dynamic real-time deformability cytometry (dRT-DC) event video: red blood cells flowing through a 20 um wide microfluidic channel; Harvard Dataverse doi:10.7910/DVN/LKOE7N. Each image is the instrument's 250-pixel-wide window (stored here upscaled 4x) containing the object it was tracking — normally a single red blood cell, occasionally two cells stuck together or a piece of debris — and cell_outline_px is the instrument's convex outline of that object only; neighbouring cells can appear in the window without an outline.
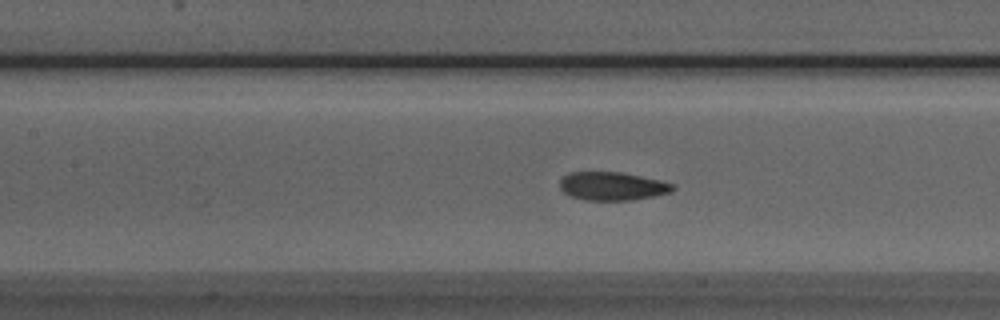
{"species": "Egyptian fruit bat (a non-hibernating species)", "species_latin": "Rousettus aegyptiacus", "temperature_condition": "room temperature", "stored_images_in_passage": 51, "camera_frame_rate_fps": 3000, "um_per_image_px": 0.085, "animal": {"sex": "male"}, "frame": {"image": 1, "passage_image": 23, "time_ms": 7.333, "image_size_px": [1000, 320], "cell_outline_px": [[676, 188], [672, 192], [632, 200], [584, 200], [572, 196], [564, 192], [560, 188], [560, 180], [568, 172], [620, 172], [660, 180], [676, 184]], "centroid_in_image_um": [52.07, 15.82], "position_along_channel_um": 155.3, "area_um2": 18.67}}
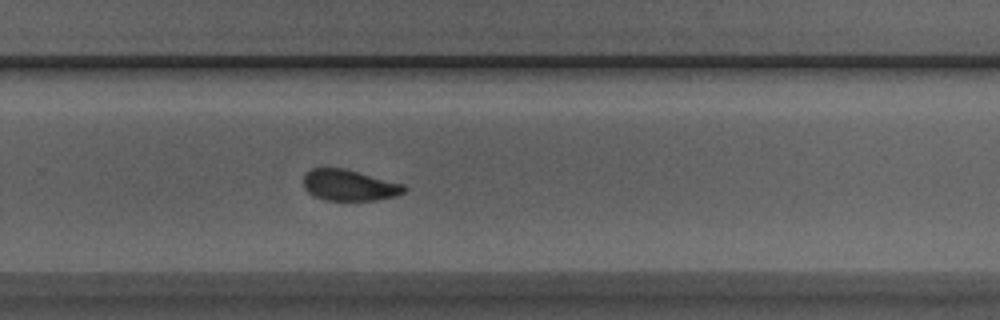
{"frame": {"image": 2, "passage_image": 34, "time_ms": 11.0, "image_size_px": [1000, 320], "cell_outline_px": [[408, 188], [404, 192], [396, 196], [376, 200], [324, 200], [312, 196], [304, 188], [304, 172], [312, 168], [344, 168], [404, 184]], "centroid_in_image_um": [29.67, 15.74], "position_along_channel_um": 300.1, "area_um2": 18.38}}
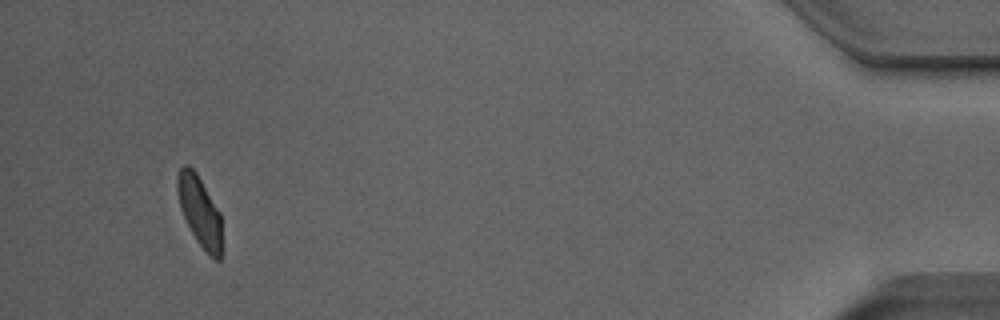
{"frame": {"image": 3, "passage_image": 49, "time_ms": 16.0, "image_size_px": [1000, 320], "cell_outline_px": [[220, 260], [216, 260], [196, 240], [180, 208], [176, 188], [176, 176], [180, 168], [184, 164], [188, 164], [196, 172], [220, 212]], "centroid_in_image_um": [16.93, 17.86], "position_along_channel_um": 418.3, "area_um2": 17.74}, "authors_computed_cell_mechanics": {"area_um2": 19.0162, "velocity_mm_per_s": 3.9638, "shape_relaxation_time_tau1_ms": 4.2932, "shape_relaxation_time_tau2_ms": 1.2642, "deformation_change_tau1": 0.1255, "deformation_change_tau2": 0.0597}}